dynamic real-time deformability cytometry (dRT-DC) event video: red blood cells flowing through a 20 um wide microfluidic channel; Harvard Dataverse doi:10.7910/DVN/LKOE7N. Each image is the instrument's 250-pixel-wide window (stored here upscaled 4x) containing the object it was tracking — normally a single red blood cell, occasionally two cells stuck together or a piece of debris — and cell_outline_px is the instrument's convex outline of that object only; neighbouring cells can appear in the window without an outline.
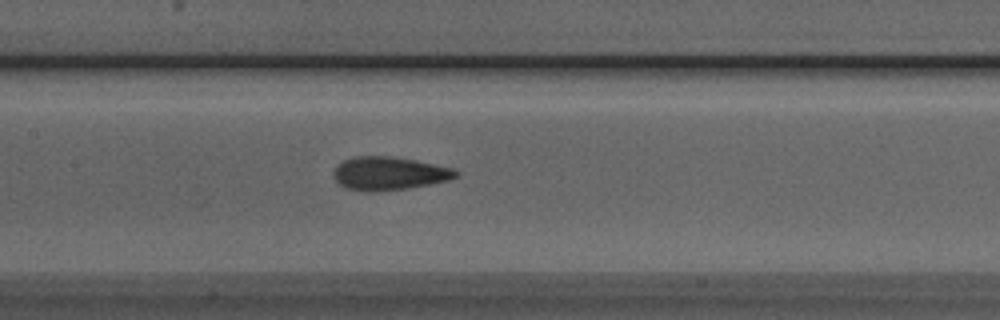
{"species": "Egyptian fruit bat (a non-hibernating species)", "species_latin": "Rousettus aegyptiacus", "temperature_condition": "room temperature", "stored_images_in_passage": 30, "camera_frame_rate_fps": 3000, "um_per_image_px": 0.085, "animal": {"sex": "male"}, "frame": {"image": 1, "passage_image": 9, "time_ms": 2.667, "image_size_px": [1000, 320], "cell_outline_px": [[460, 176], [448, 180], [408, 188], [380, 192], [364, 192], [348, 188], [340, 184], [332, 176], [332, 172], [336, 164], [344, 160], [356, 156], [392, 156], [416, 160], [452, 168], [460, 172]], "centroid_in_image_um": [33.05, 14.74], "position_along_channel_um": 174.4, "area_um2": 23.99}}
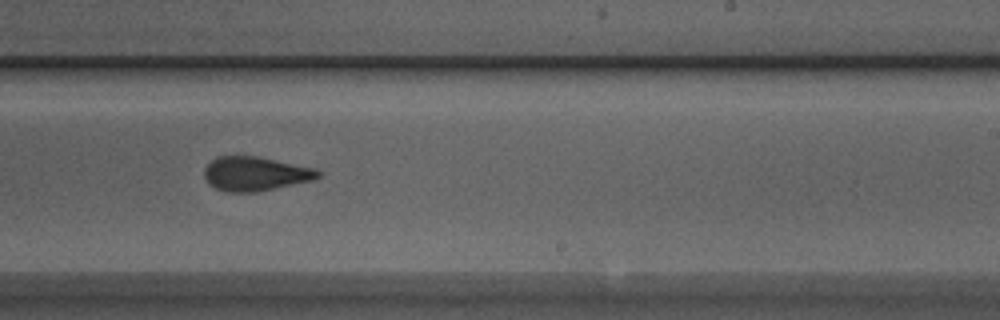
{"frame": {"image": 2, "passage_image": 16, "time_ms": 5.0, "image_size_px": [1000, 320], "cell_outline_px": [[320, 176], [312, 180], [256, 192], [224, 192], [208, 184], [204, 176], [204, 168], [216, 156], [256, 156], [316, 168], [320, 172]], "centroid_in_image_um": [21.66, 14.77], "position_along_channel_um": 267.3, "area_um2": 22.6}}
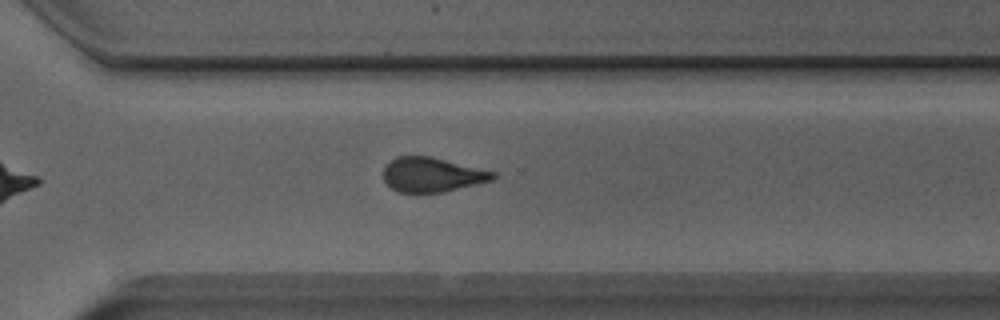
{"frame": {"image": 3, "passage_image": 21, "time_ms": 6.667, "image_size_px": [1000, 320], "cell_outline_px": [[496, 176], [492, 180], [444, 192], [400, 192], [392, 188], [384, 180], [384, 164], [396, 156], [432, 156], [496, 172]], "centroid_in_image_um": [36.72, 14.83], "position_along_channel_um": 333.9, "area_um2": 22.02}, "authors_computed_cell_mechanics": {"area_um2": 23.2067, "velocity_mm_per_s": 3.9965, "shape_relaxation_time_tau1_ms": 7.0414, "shape_relaxation_time_tau2_ms": 1.9163, "deformation_change_tau1": 0.1497, "deformation_change_tau2": 0.089}}